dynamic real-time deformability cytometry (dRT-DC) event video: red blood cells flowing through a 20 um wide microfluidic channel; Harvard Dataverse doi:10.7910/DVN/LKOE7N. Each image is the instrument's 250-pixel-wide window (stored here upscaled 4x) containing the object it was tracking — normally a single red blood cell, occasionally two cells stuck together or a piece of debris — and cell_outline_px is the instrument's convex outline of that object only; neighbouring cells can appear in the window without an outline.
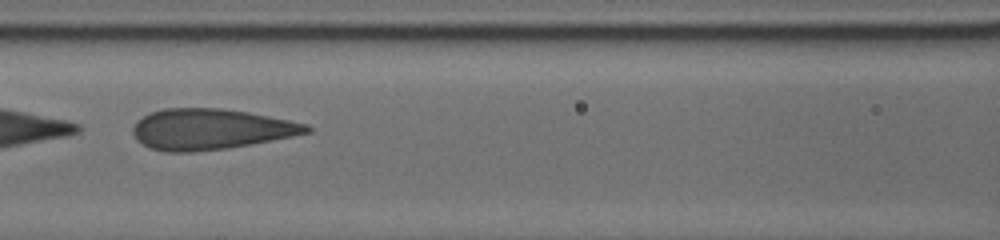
{"species": "human", "species_latin": "Homo sapiens", "temperature_condition": "cold", "stored_images_in_passage": 12, "camera_frame_rate_fps": 3000, "um_per_image_px": 0.085, "donor": {"sex": "male"}, "frame": {"image": 1, "passage_image": 7, "time_ms": 3.333, "image_size_px": [1000, 240], "cell_outline_px": [[312, 128], [308, 132], [292, 136], [228, 148], [192, 152], [164, 152], [152, 148], [144, 144], [132, 132], [132, 128], [136, 120], [152, 112], [164, 108], [220, 108], [248, 112], [308, 124]], "centroid_in_image_um": [17.88, 10.98], "position_along_channel_um": 148.7, "area_um2": 40.81}}
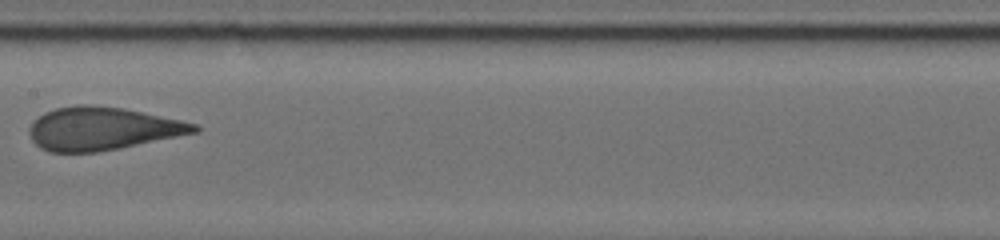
{"frame": {"image": 2, "passage_image": 9, "time_ms": 4.667, "image_size_px": [1000, 240], "cell_outline_px": [[200, 128], [196, 132], [120, 148], [96, 152], [48, 152], [40, 148], [32, 140], [28, 132], [28, 128], [44, 112], [56, 108], [76, 104], [88, 104], [120, 108], [180, 120], [196, 124]], "centroid_in_image_um": [8.63, 10.94], "position_along_channel_um": 198.8, "area_um2": 40.86}}